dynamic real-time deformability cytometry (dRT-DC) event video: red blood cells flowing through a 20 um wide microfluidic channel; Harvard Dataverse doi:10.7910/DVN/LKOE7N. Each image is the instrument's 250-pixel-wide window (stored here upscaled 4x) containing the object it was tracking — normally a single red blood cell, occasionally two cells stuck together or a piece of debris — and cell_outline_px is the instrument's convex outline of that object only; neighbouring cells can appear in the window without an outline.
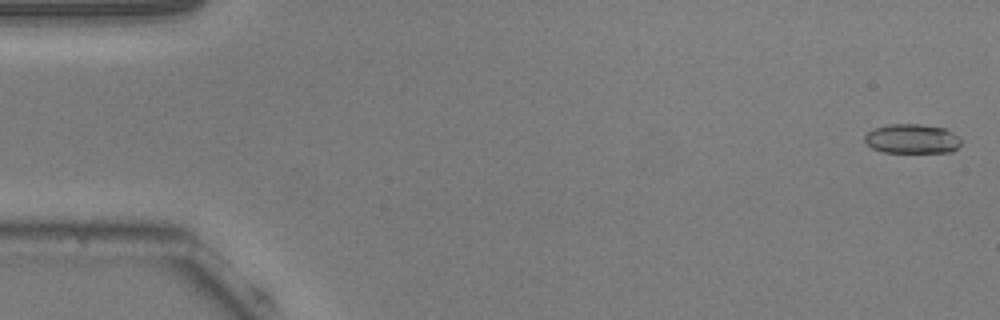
{"species": "common noctule bat (a hibernating species)", "species_latin": "Nyctalus noctula", "temperature_condition": "warm", "stored_images_in_passage": 15, "camera_frame_rate_fps": 3000, "um_per_image_px": 0.085, "animal": {"sex": "male", "body_mass_g": 20.5, "forearm_length_mm": 52.5}, "frame": {"image": 1, "passage_image": 2, "time_ms": 0.333, "image_size_px": [1000, 320], "cell_outline_px": [[960, 144], [952, 152], [884, 152], [872, 148], [864, 140], [864, 136], [868, 132], [876, 128], [888, 124], [920, 124], [944, 128], [952, 132], [960, 140]], "centroid_in_image_um": [77.51, 11.8], "position_along_channel_um": 7.5, "area_um2": 16.36}}
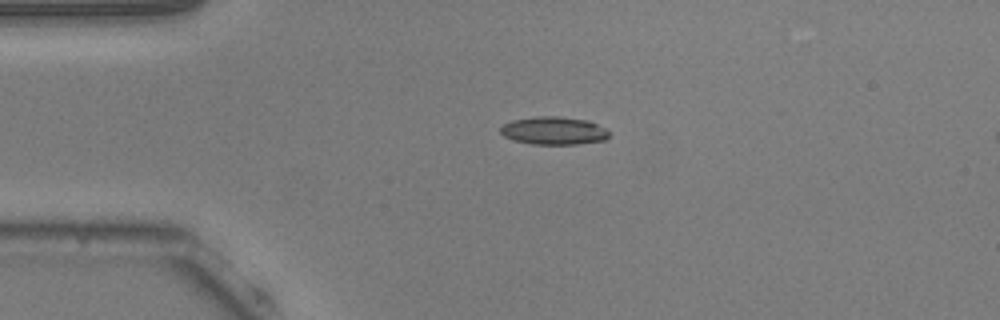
{"frame": {"image": 2, "passage_image": 13, "time_ms": 4.0, "image_size_px": [1000, 320], "cell_outline_px": [[608, 136], [604, 140], [576, 144], [532, 144], [516, 140], [504, 136], [500, 132], [500, 128], [504, 124], [512, 120], [536, 116], [560, 116], [588, 120], [604, 128], [608, 132]], "centroid_in_image_um": [47.05, 11.1], "position_along_channel_um": 37.9, "area_um2": 17.51}}